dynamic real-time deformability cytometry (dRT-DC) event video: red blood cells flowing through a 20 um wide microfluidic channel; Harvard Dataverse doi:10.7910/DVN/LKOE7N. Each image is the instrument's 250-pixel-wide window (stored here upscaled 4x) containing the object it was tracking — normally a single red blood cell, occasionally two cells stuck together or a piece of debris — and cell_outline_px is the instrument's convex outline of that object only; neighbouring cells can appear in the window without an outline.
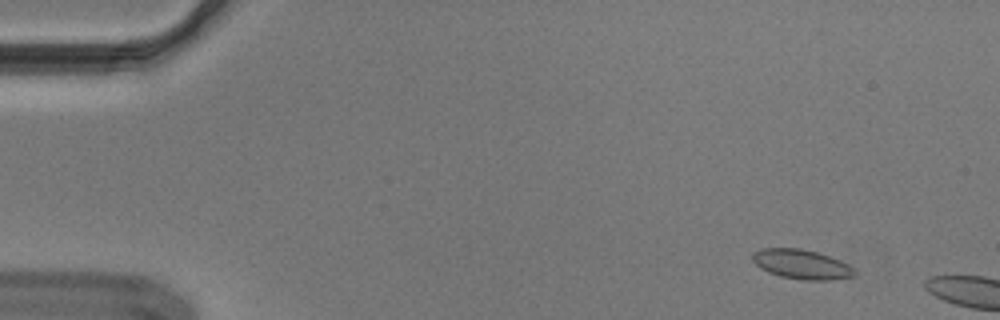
{"species": "Egyptian fruit bat (a non-hibernating species)", "species_latin": "Rousettus aegyptiacus", "temperature_condition": "cold", "stored_images_in_passage": 10, "camera_frame_rate_fps": 3000, "um_per_image_px": 0.085, "animal": {"sex": "male"}, "frame": {"image": 1, "passage_image": 6, "time_ms": 1.667, "image_size_px": [1000, 320], "cell_outline_px": [[856, 276], [832, 280], [804, 280], [780, 276], [768, 272], [760, 268], [752, 260], [752, 252], [760, 248], [800, 248], [816, 252], [840, 260], [848, 264], [856, 272]], "centroid_in_image_um": [68.12, 22.46], "position_along_channel_um": 16.9, "area_um2": 17.63}}